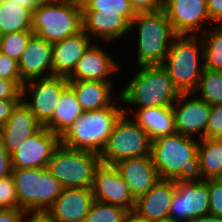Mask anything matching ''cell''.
I'll return each instance as SVG.
<instances>
[{"instance_id":"22","label":"cell","mask_w":222,"mask_h":222,"mask_svg":"<svg viewBox=\"0 0 222 222\" xmlns=\"http://www.w3.org/2000/svg\"><path fill=\"white\" fill-rule=\"evenodd\" d=\"M42 127L30 108L21 100L13 109L9 120L0 128L7 152L10 155L15 153L23 141Z\"/></svg>"},{"instance_id":"49","label":"cell","mask_w":222,"mask_h":222,"mask_svg":"<svg viewBox=\"0 0 222 222\" xmlns=\"http://www.w3.org/2000/svg\"><path fill=\"white\" fill-rule=\"evenodd\" d=\"M42 2H69V0H41Z\"/></svg>"},{"instance_id":"39","label":"cell","mask_w":222,"mask_h":222,"mask_svg":"<svg viewBox=\"0 0 222 222\" xmlns=\"http://www.w3.org/2000/svg\"><path fill=\"white\" fill-rule=\"evenodd\" d=\"M13 173L11 155L7 152L4 140L0 135V178H5Z\"/></svg>"},{"instance_id":"5","label":"cell","mask_w":222,"mask_h":222,"mask_svg":"<svg viewBox=\"0 0 222 222\" xmlns=\"http://www.w3.org/2000/svg\"><path fill=\"white\" fill-rule=\"evenodd\" d=\"M181 93H194L204 69L200 35H176L161 65Z\"/></svg>"},{"instance_id":"27","label":"cell","mask_w":222,"mask_h":222,"mask_svg":"<svg viewBox=\"0 0 222 222\" xmlns=\"http://www.w3.org/2000/svg\"><path fill=\"white\" fill-rule=\"evenodd\" d=\"M197 156L204 180L222 178V139H199Z\"/></svg>"},{"instance_id":"30","label":"cell","mask_w":222,"mask_h":222,"mask_svg":"<svg viewBox=\"0 0 222 222\" xmlns=\"http://www.w3.org/2000/svg\"><path fill=\"white\" fill-rule=\"evenodd\" d=\"M194 93L211 106L222 104V71L204 67L198 88Z\"/></svg>"},{"instance_id":"23","label":"cell","mask_w":222,"mask_h":222,"mask_svg":"<svg viewBox=\"0 0 222 222\" xmlns=\"http://www.w3.org/2000/svg\"><path fill=\"white\" fill-rule=\"evenodd\" d=\"M92 43L91 37L83 29L75 35L54 43L52 49L53 75L68 77Z\"/></svg>"},{"instance_id":"41","label":"cell","mask_w":222,"mask_h":222,"mask_svg":"<svg viewBox=\"0 0 222 222\" xmlns=\"http://www.w3.org/2000/svg\"><path fill=\"white\" fill-rule=\"evenodd\" d=\"M206 3L212 25H222V0H206Z\"/></svg>"},{"instance_id":"18","label":"cell","mask_w":222,"mask_h":222,"mask_svg":"<svg viewBox=\"0 0 222 222\" xmlns=\"http://www.w3.org/2000/svg\"><path fill=\"white\" fill-rule=\"evenodd\" d=\"M175 190L174 180L159 178L146 194L136 199L132 216L142 222H151L169 216Z\"/></svg>"},{"instance_id":"6","label":"cell","mask_w":222,"mask_h":222,"mask_svg":"<svg viewBox=\"0 0 222 222\" xmlns=\"http://www.w3.org/2000/svg\"><path fill=\"white\" fill-rule=\"evenodd\" d=\"M82 30V6L71 2H41L33 11L32 32L39 38L60 42Z\"/></svg>"},{"instance_id":"13","label":"cell","mask_w":222,"mask_h":222,"mask_svg":"<svg viewBox=\"0 0 222 222\" xmlns=\"http://www.w3.org/2000/svg\"><path fill=\"white\" fill-rule=\"evenodd\" d=\"M163 10L176 35H200L211 23L206 0H164Z\"/></svg>"},{"instance_id":"44","label":"cell","mask_w":222,"mask_h":222,"mask_svg":"<svg viewBox=\"0 0 222 222\" xmlns=\"http://www.w3.org/2000/svg\"><path fill=\"white\" fill-rule=\"evenodd\" d=\"M23 222H58L47 211H27Z\"/></svg>"},{"instance_id":"38","label":"cell","mask_w":222,"mask_h":222,"mask_svg":"<svg viewBox=\"0 0 222 222\" xmlns=\"http://www.w3.org/2000/svg\"><path fill=\"white\" fill-rule=\"evenodd\" d=\"M23 81H11L0 78V99L22 100Z\"/></svg>"},{"instance_id":"4","label":"cell","mask_w":222,"mask_h":222,"mask_svg":"<svg viewBox=\"0 0 222 222\" xmlns=\"http://www.w3.org/2000/svg\"><path fill=\"white\" fill-rule=\"evenodd\" d=\"M137 33L136 66L162 65L176 36L164 10L138 12L130 23Z\"/></svg>"},{"instance_id":"42","label":"cell","mask_w":222,"mask_h":222,"mask_svg":"<svg viewBox=\"0 0 222 222\" xmlns=\"http://www.w3.org/2000/svg\"><path fill=\"white\" fill-rule=\"evenodd\" d=\"M21 100H2L0 99V128L4 126V124L11 117L13 109Z\"/></svg>"},{"instance_id":"37","label":"cell","mask_w":222,"mask_h":222,"mask_svg":"<svg viewBox=\"0 0 222 222\" xmlns=\"http://www.w3.org/2000/svg\"><path fill=\"white\" fill-rule=\"evenodd\" d=\"M0 78L11 81H22L18 61L0 52Z\"/></svg>"},{"instance_id":"31","label":"cell","mask_w":222,"mask_h":222,"mask_svg":"<svg viewBox=\"0 0 222 222\" xmlns=\"http://www.w3.org/2000/svg\"><path fill=\"white\" fill-rule=\"evenodd\" d=\"M131 215L123 207L94 200L85 222H128Z\"/></svg>"},{"instance_id":"9","label":"cell","mask_w":222,"mask_h":222,"mask_svg":"<svg viewBox=\"0 0 222 222\" xmlns=\"http://www.w3.org/2000/svg\"><path fill=\"white\" fill-rule=\"evenodd\" d=\"M151 142L148 133L130 115L123 113L100 153L101 163L114 165L127 158L150 155Z\"/></svg>"},{"instance_id":"3","label":"cell","mask_w":222,"mask_h":222,"mask_svg":"<svg viewBox=\"0 0 222 222\" xmlns=\"http://www.w3.org/2000/svg\"><path fill=\"white\" fill-rule=\"evenodd\" d=\"M119 101L120 104L115 100L110 106L100 110L83 111L77 120L59 136L60 144L71 149L92 151L100 155L115 123L124 113L121 98Z\"/></svg>"},{"instance_id":"43","label":"cell","mask_w":222,"mask_h":222,"mask_svg":"<svg viewBox=\"0 0 222 222\" xmlns=\"http://www.w3.org/2000/svg\"><path fill=\"white\" fill-rule=\"evenodd\" d=\"M25 211L19 208L1 209L0 222H23Z\"/></svg>"},{"instance_id":"21","label":"cell","mask_w":222,"mask_h":222,"mask_svg":"<svg viewBox=\"0 0 222 222\" xmlns=\"http://www.w3.org/2000/svg\"><path fill=\"white\" fill-rule=\"evenodd\" d=\"M114 166L135 199L146 194L159 179L150 155L127 158Z\"/></svg>"},{"instance_id":"26","label":"cell","mask_w":222,"mask_h":222,"mask_svg":"<svg viewBox=\"0 0 222 222\" xmlns=\"http://www.w3.org/2000/svg\"><path fill=\"white\" fill-rule=\"evenodd\" d=\"M82 112L83 110L73 90L68 86L62 92L59 104L55 108L51 120L44 127L60 136L77 120Z\"/></svg>"},{"instance_id":"34","label":"cell","mask_w":222,"mask_h":222,"mask_svg":"<svg viewBox=\"0 0 222 222\" xmlns=\"http://www.w3.org/2000/svg\"><path fill=\"white\" fill-rule=\"evenodd\" d=\"M0 207L2 209L19 208L12 175L0 178Z\"/></svg>"},{"instance_id":"33","label":"cell","mask_w":222,"mask_h":222,"mask_svg":"<svg viewBox=\"0 0 222 222\" xmlns=\"http://www.w3.org/2000/svg\"><path fill=\"white\" fill-rule=\"evenodd\" d=\"M33 34L32 31H21L0 35V52L19 61Z\"/></svg>"},{"instance_id":"50","label":"cell","mask_w":222,"mask_h":222,"mask_svg":"<svg viewBox=\"0 0 222 222\" xmlns=\"http://www.w3.org/2000/svg\"><path fill=\"white\" fill-rule=\"evenodd\" d=\"M128 222H142V221L137 220L136 218H134V217L131 215Z\"/></svg>"},{"instance_id":"32","label":"cell","mask_w":222,"mask_h":222,"mask_svg":"<svg viewBox=\"0 0 222 222\" xmlns=\"http://www.w3.org/2000/svg\"><path fill=\"white\" fill-rule=\"evenodd\" d=\"M82 11L117 12L130 23L137 14L131 6L130 0H87L82 6Z\"/></svg>"},{"instance_id":"25","label":"cell","mask_w":222,"mask_h":222,"mask_svg":"<svg viewBox=\"0 0 222 222\" xmlns=\"http://www.w3.org/2000/svg\"><path fill=\"white\" fill-rule=\"evenodd\" d=\"M124 113L133 115L132 119L148 133L151 140L176 133L172 107L141 108Z\"/></svg>"},{"instance_id":"15","label":"cell","mask_w":222,"mask_h":222,"mask_svg":"<svg viewBox=\"0 0 222 222\" xmlns=\"http://www.w3.org/2000/svg\"><path fill=\"white\" fill-rule=\"evenodd\" d=\"M60 145L59 135L42 127L23 141L11 155L13 169L47 168L53 152Z\"/></svg>"},{"instance_id":"40","label":"cell","mask_w":222,"mask_h":222,"mask_svg":"<svg viewBox=\"0 0 222 222\" xmlns=\"http://www.w3.org/2000/svg\"><path fill=\"white\" fill-rule=\"evenodd\" d=\"M130 3L136 13L155 12L164 7V0H130Z\"/></svg>"},{"instance_id":"36","label":"cell","mask_w":222,"mask_h":222,"mask_svg":"<svg viewBox=\"0 0 222 222\" xmlns=\"http://www.w3.org/2000/svg\"><path fill=\"white\" fill-rule=\"evenodd\" d=\"M206 138L222 139V104L211 107L206 127Z\"/></svg>"},{"instance_id":"46","label":"cell","mask_w":222,"mask_h":222,"mask_svg":"<svg viewBox=\"0 0 222 222\" xmlns=\"http://www.w3.org/2000/svg\"><path fill=\"white\" fill-rule=\"evenodd\" d=\"M189 222H222V218L212 214L191 219Z\"/></svg>"},{"instance_id":"48","label":"cell","mask_w":222,"mask_h":222,"mask_svg":"<svg viewBox=\"0 0 222 222\" xmlns=\"http://www.w3.org/2000/svg\"><path fill=\"white\" fill-rule=\"evenodd\" d=\"M87 0H69V2L83 6Z\"/></svg>"},{"instance_id":"11","label":"cell","mask_w":222,"mask_h":222,"mask_svg":"<svg viewBox=\"0 0 222 222\" xmlns=\"http://www.w3.org/2000/svg\"><path fill=\"white\" fill-rule=\"evenodd\" d=\"M171 107L176 133L198 139L206 138L211 105L195 93H181Z\"/></svg>"},{"instance_id":"16","label":"cell","mask_w":222,"mask_h":222,"mask_svg":"<svg viewBox=\"0 0 222 222\" xmlns=\"http://www.w3.org/2000/svg\"><path fill=\"white\" fill-rule=\"evenodd\" d=\"M103 45L93 42L81 58L73 72L67 77L68 80H91L101 82H113L111 76L117 75L120 65ZM117 72V73H116Z\"/></svg>"},{"instance_id":"17","label":"cell","mask_w":222,"mask_h":222,"mask_svg":"<svg viewBox=\"0 0 222 222\" xmlns=\"http://www.w3.org/2000/svg\"><path fill=\"white\" fill-rule=\"evenodd\" d=\"M82 29L93 42L98 40L108 45L130 34V22L117 12L82 11Z\"/></svg>"},{"instance_id":"45","label":"cell","mask_w":222,"mask_h":222,"mask_svg":"<svg viewBox=\"0 0 222 222\" xmlns=\"http://www.w3.org/2000/svg\"><path fill=\"white\" fill-rule=\"evenodd\" d=\"M9 1H14L15 3L26 7L27 9L31 10L32 12L42 2L41 0H9Z\"/></svg>"},{"instance_id":"12","label":"cell","mask_w":222,"mask_h":222,"mask_svg":"<svg viewBox=\"0 0 222 222\" xmlns=\"http://www.w3.org/2000/svg\"><path fill=\"white\" fill-rule=\"evenodd\" d=\"M210 214L208 179L176 182L169 216L180 222Z\"/></svg>"},{"instance_id":"14","label":"cell","mask_w":222,"mask_h":222,"mask_svg":"<svg viewBox=\"0 0 222 222\" xmlns=\"http://www.w3.org/2000/svg\"><path fill=\"white\" fill-rule=\"evenodd\" d=\"M94 199L134 211L136 199L114 165L100 163L94 172Z\"/></svg>"},{"instance_id":"10","label":"cell","mask_w":222,"mask_h":222,"mask_svg":"<svg viewBox=\"0 0 222 222\" xmlns=\"http://www.w3.org/2000/svg\"><path fill=\"white\" fill-rule=\"evenodd\" d=\"M68 87L64 76L37 78L24 83L22 101L30 108L37 121L44 127L52 118L62 92ZM29 96V97H28Z\"/></svg>"},{"instance_id":"20","label":"cell","mask_w":222,"mask_h":222,"mask_svg":"<svg viewBox=\"0 0 222 222\" xmlns=\"http://www.w3.org/2000/svg\"><path fill=\"white\" fill-rule=\"evenodd\" d=\"M94 200L92 188H66L47 212L58 222H85Z\"/></svg>"},{"instance_id":"28","label":"cell","mask_w":222,"mask_h":222,"mask_svg":"<svg viewBox=\"0 0 222 222\" xmlns=\"http://www.w3.org/2000/svg\"><path fill=\"white\" fill-rule=\"evenodd\" d=\"M33 12L14 1L0 3V35L32 31Z\"/></svg>"},{"instance_id":"7","label":"cell","mask_w":222,"mask_h":222,"mask_svg":"<svg viewBox=\"0 0 222 222\" xmlns=\"http://www.w3.org/2000/svg\"><path fill=\"white\" fill-rule=\"evenodd\" d=\"M19 209L27 211H47L63 187L47 168L13 169Z\"/></svg>"},{"instance_id":"8","label":"cell","mask_w":222,"mask_h":222,"mask_svg":"<svg viewBox=\"0 0 222 222\" xmlns=\"http://www.w3.org/2000/svg\"><path fill=\"white\" fill-rule=\"evenodd\" d=\"M100 155L59 145L48 162L47 170L66 188H92Z\"/></svg>"},{"instance_id":"2","label":"cell","mask_w":222,"mask_h":222,"mask_svg":"<svg viewBox=\"0 0 222 222\" xmlns=\"http://www.w3.org/2000/svg\"><path fill=\"white\" fill-rule=\"evenodd\" d=\"M132 75L129 83L119 92L124 111H131L134 107H171L180 95L161 65L140 66Z\"/></svg>"},{"instance_id":"47","label":"cell","mask_w":222,"mask_h":222,"mask_svg":"<svg viewBox=\"0 0 222 222\" xmlns=\"http://www.w3.org/2000/svg\"><path fill=\"white\" fill-rule=\"evenodd\" d=\"M151 222H180V221L175 220V219H173V218L170 217V216H167V217H163V218H161V219L153 220V221H151Z\"/></svg>"},{"instance_id":"19","label":"cell","mask_w":222,"mask_h":222,"mask_svg":"<svg viewBox=\"0 0 222 222\" xmlns=\"http://www.w3.org/2000/svg\"><path fill=\"white\" fill-rule=\"evenodd\" d=\"M53 44L33 34L18 61L22 81L53 76Z\"/></svg>"},{"instance_id":"1","label":"cell","mask_w":222,"mask_h":222,"mask_svg":"<svg viewBox=\"0 0 222 222\" xmlns=\"http://www.w3.org/2000/svg\"><path fill=\"white\" fill-rule=\"evenodd\" d=\"M198 145L199 139L179 133L152 140L150 156L159 178L175 182L203 181Z\"/></svg>"},{"instance_id":"29","label":"cell","mask_w":222,"mask_h":222,"mask_svg":"<svg viewBox=\"0 0 222 222\" xmlns=\"http://www.w3.org/2000/svg\"><path fill=\"white\" fill-rule=\"evenodd\" d=\"M210 26L200 35L204 49V67L222 71V25Z\"/></svg>"},{"instance_id":"35","label":"cell","mask_w":222,"mask_h":222,"mask_svg":"<svg viewBox=\"0 0 222 222\" xmlns=\"http://www.w3.org/2000/svg\"><path fill=\"white\" fill-rule=\"evenodd\" d=\"M210 214L222 218V178L208 179Z\"/></svg>"},{"instance_id":"24","label":"cell","mask_w":222,"mask_h":222,"mask_svg":"<svg viewBox=\"0 0 222 222\" xmlns=\"http://www.w3.org/2000/svg\"><path fill=\"white\" fill-rule=\"evenodd\" d=\"M114 83L68 80V86L73 90L83 111L100 110L110 106L115 99L120 100L119 91L118 96L115 94ZM117 97L119 98L117 99Z\"/></svg>"}]
</instances>
